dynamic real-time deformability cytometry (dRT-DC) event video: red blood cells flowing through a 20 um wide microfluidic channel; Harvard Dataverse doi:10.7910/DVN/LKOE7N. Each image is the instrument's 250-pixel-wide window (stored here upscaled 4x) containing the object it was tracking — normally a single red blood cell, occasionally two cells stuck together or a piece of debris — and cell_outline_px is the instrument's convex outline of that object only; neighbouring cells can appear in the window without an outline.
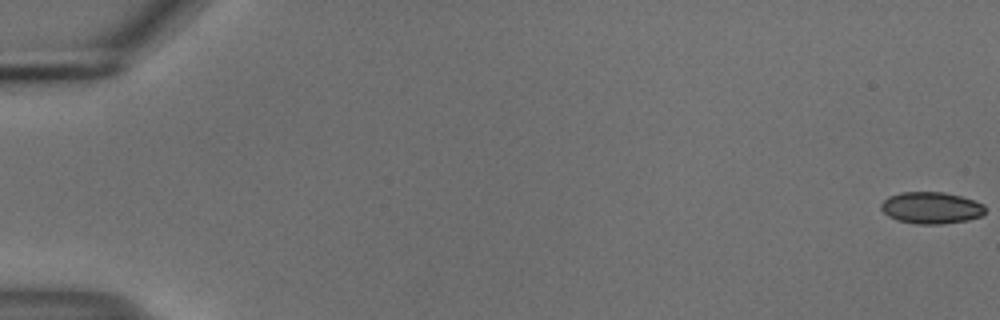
{"species": "common noctule bat (a hibernating species)", "species_latin": "Nyctalus noctula", "temperature_condition": "cold", "stored_images_in_passage": 6, "camera_frame_rate_fps": 3000, "um_per_image_px": 0.085, "animal": {"sex": "male", "body_mass_g": 18.8}, "frame": {"image": 1, "passage_image": 1, "time_ms": 0.0, "image_size_px": [1000, 320], "cell_outline_px": [[984, 212], [980, 216], [968, 220], [940, 224], [916, 224], [896, 220], [888, 216], [880, 208], [880, 204], [888, 196], [900, 192], [944, 192], [960, 196], [984, 204]], "centroid_in_image_um": [79.11, 17.66], "position_along_channel_um": 5.9, "area_um2": 19.25}}
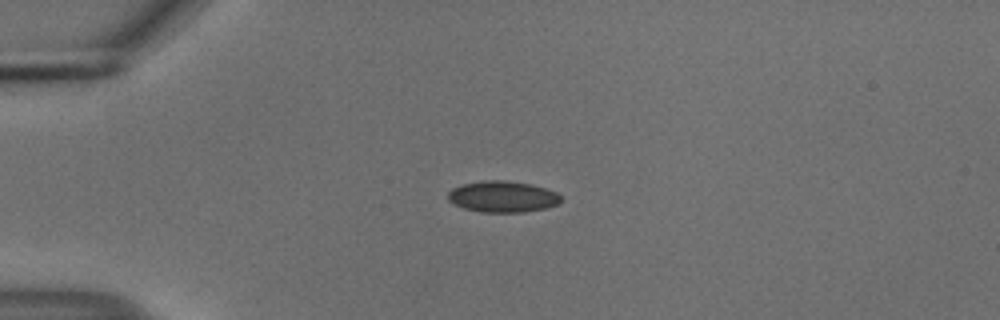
{"frame": {"image": 2, "passage_image": 5, "time_ms": 1.333, "image_size_px": [1000, 320], "cell_outline_px": [[560, 204], [544, 208], [524, 212], [480, 212], [464, 208], [452, 204], [448, 200], [448, 192], [452, 188], [464, 184], [484, 180], [504, 180], [532, 184], [556, 192], [560, 196]], "centroid_in_image_um": [42.7, 16.72], "position_along_channel_um": 42.3, "area_um2": 20.58}}